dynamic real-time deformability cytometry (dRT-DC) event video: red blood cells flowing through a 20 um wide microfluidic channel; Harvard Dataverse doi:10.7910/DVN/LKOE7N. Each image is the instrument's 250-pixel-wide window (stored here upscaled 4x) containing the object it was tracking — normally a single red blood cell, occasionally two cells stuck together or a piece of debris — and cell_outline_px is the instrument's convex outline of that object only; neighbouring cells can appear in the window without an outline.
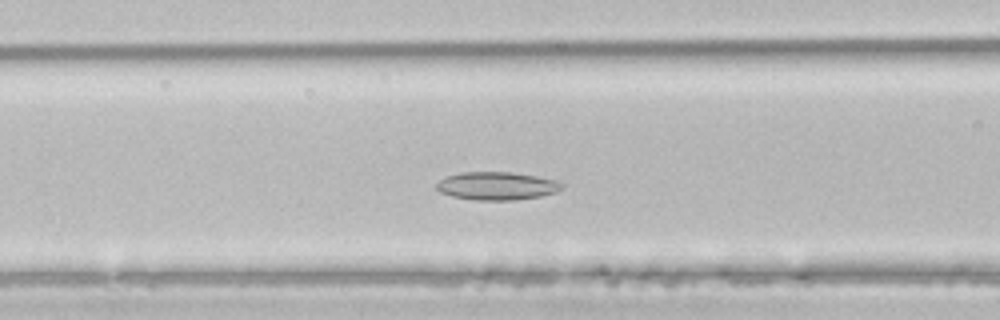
{"species": "common noctule bat (a hibernating species)", "species_latin": "Nyctalus noctula", "temperature_condition": "room temperature", "stored_images_in_passage": 46, "camera_frame_rate_fps": 3000, "um_per_image_px": 0.085, "animal": {"sex": "male", "body_mass_g": 21.5, "forearm_length_mm": 52.0}, "frame": {"image": 1, "passage_image": 15, "time_ms": 4.667, "image_size_px": [1000, 320], "cell_outline_px": [[564, 188], [556, 192], [540, 196], [512, 200], [472, 200], [452, 196], [440, 192], [436, 188], [436, 184], [440, 180], [448, 176], [460, 172], [512, 172], [536, 176], [556, 180], [564, 184]], "centroid_in_image_um": [42.24, 15.8], "position_along_channel_um": 124.4, "area_um2": 20.52}}
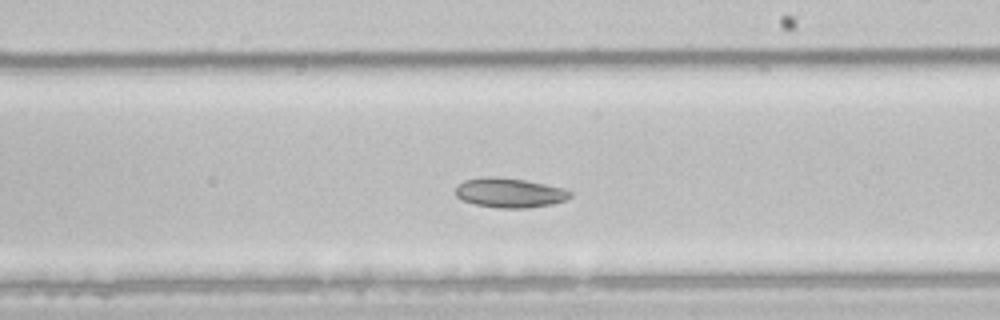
{"frame": {"image": 2, "passage_image": 24, "time_ms": 7.667, "image_size_px": [1000, 320], "cell_outline_px": [[572, 196], [564, 200], [552, 204], [528, 208], [500, 208], [476, 204], [460, 200], [456, 196], [456, 188], [464, 180], [488, 176], [492, 176], [524, 180], [564, 188], [572, 192]], "centroid_in_image_um": [43.32, 16.39], "position_along_channel_um": 245.7, "area_um2": 19.65}}
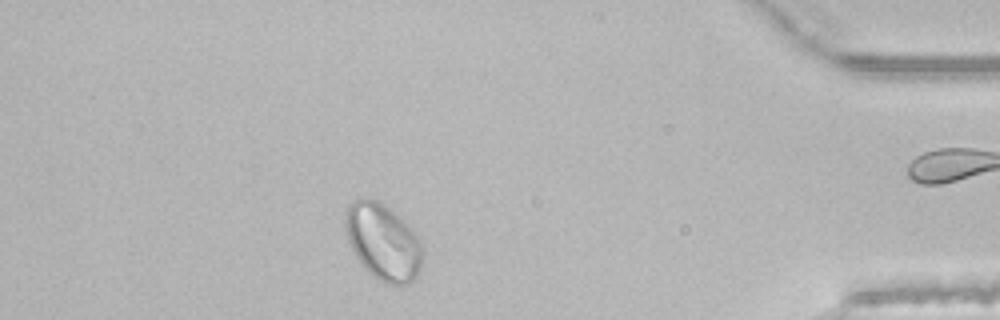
{"frame": {"image": 3, "passage_image": 39, "time_ms": 12.667, "image_size_px": [1000, 320], "cell_outline_px": [[424, 252], [420, 268], [416, 276], [408, 284], [384, 284], [372, 276], [364, 268], [356, 256], [348, 240], [344, 224], [344, 220], [348, 204], [352, 200], [376, 200], [384, 204], [412, 228], [420, 240], [424, 248]], "centroid_in_image_um": [32.57, 20.58], "position_along_channel_um": 402.6, "area_um2": 34.39}, "authors_computed_cell_mechanics": {"area_um2": 25.1719, "velocity_mm_per_s": 4.0393, "shape_relaxation_time_tau1_ms": 4.8922, "shape_relaxation_time_tau2_ms": 6.2915, "deformation_change_tau1": 0.0961, "deformation_change_tau2": 0.0479}}